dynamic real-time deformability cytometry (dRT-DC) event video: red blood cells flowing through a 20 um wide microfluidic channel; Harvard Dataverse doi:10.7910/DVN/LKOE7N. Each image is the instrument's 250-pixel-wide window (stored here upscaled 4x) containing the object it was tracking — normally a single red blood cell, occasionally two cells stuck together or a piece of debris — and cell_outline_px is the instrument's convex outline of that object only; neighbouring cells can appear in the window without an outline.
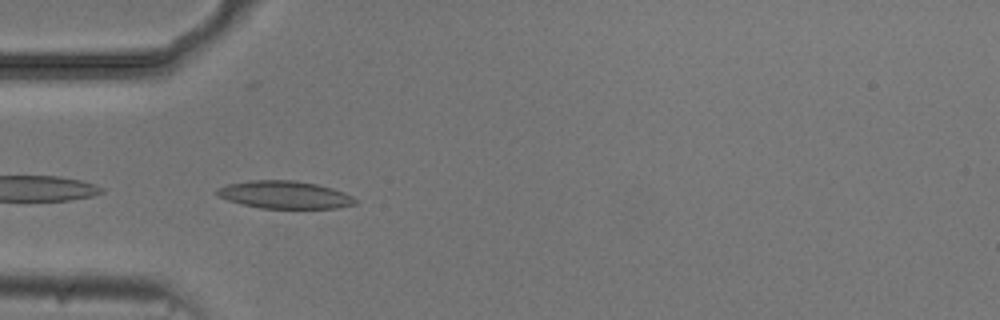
{"species": "common noctule bat (a hibernating species)", "species_latin": "Nyctalus noctula", "temperature_condition": "cold", "stored_images_in_passage": 32, "camera_frame_rate_fps": 3000, "um_per_image_px": 0.085, "animal": {"sex": "male", "body_mass_g": 20.5, "forearm_length_mm": 52.5}, "frame": {"image": 1, "passage_image": 1, "time_ms": 0.0, "image_size_px": [1000, 320], "cell_outline_px": [[356, 204], [336, 208], [260, 208], [240, 204], [216, 196], [216, 188], [228, 184], [248, 180], [292, 180], [316, 184], [332, 188], [344, 192], [352, 196], [356, 200]], "centroid_in_image_um": [24.15, 16.55], "position_along_channel_um": 60.8, "area_um2": 22.31}}
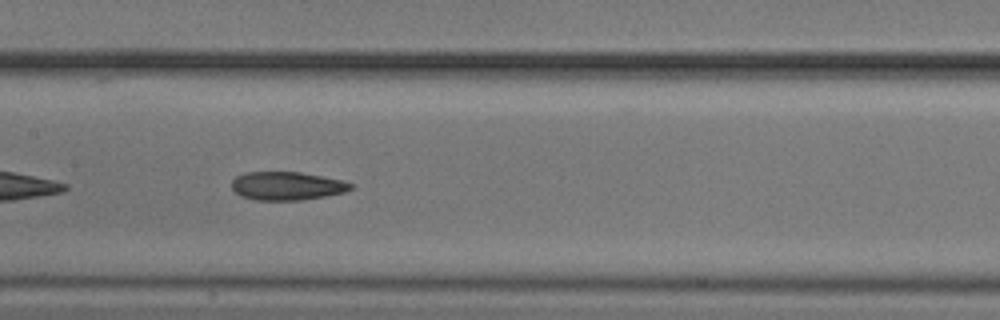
{"frame": {"image": 2, "passage_image": 11, "time_ms": 3.333, "image_size_px": [1000, 320], "cell_outline_px": [[352, 188], [344, 192], [304, 200], [252, 200], [240, 196], [232, 188], [232, 180], [236, 176], [244, 172], [300, 172], [344, 180], [352, 184]], "centroid_in_image_um": [24.36, 15.8], "position_along_channel_um": 183.0, "area_um2": 19.77}}
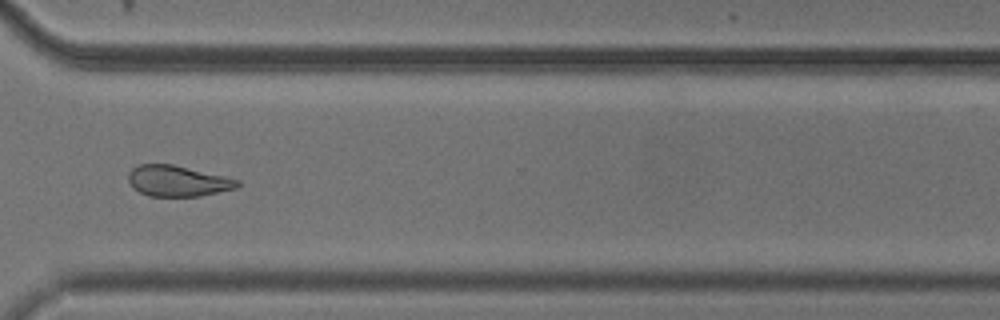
{"frame": {"image": 3, "passage_image": 25, "time_ms": 8.0, "image_size_px": [1000, 320], "cell_outline_px": [[240, 184], [236, 188], [200, 196], [148, 196], [132, 188], [128, 180], [128, 172], [132, 168], [140, 164], [172, 164], [224, 176], [240, 180]], "centroid_in_image_um": [15.07, 15.38], "position_along_channel_um": 355.5, "area_um2": 19.59}, "authors_computed_cell_mechanics": {"area_um2": 20.2589, "velocity_mm_per_s": 3.7083, "shape_relaxation_time_tau1_ms": 2.9027, "shape_relaxation_time_tau2_ms": 2.7765, "deformation_change_tau1": 0.1183, "deformation_change_tau2": 0.1088}}